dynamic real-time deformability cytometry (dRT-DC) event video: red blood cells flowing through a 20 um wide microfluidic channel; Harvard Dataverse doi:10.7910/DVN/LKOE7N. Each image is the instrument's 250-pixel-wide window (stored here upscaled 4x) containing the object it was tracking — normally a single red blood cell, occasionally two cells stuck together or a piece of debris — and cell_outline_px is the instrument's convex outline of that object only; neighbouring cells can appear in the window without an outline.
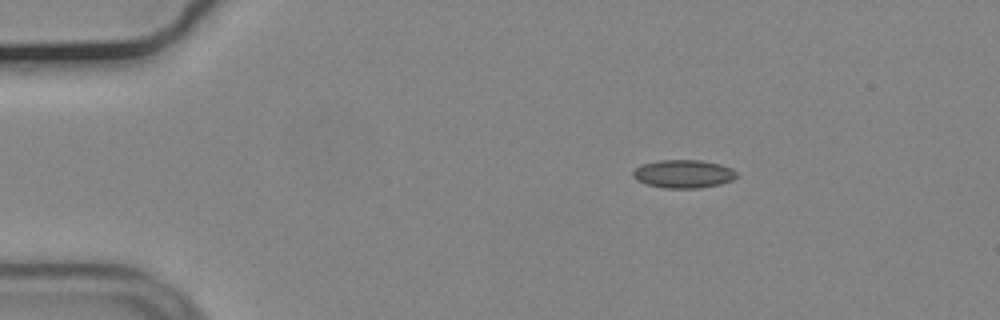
{"species": "common noctule bat (a hibernating species)", "species_latin": "Nyctalus noctula", "temperature_condition": "cold", "stored_images_in_passage": 22, "camera_frame_rate_fps": 3000, "um_per_image_px": 0.085, "animal": {"sex": "male", "body_mass_g": 19.2, "forearm_length_mm": 51.8}, "frame": {"image": 1, "passage_image": 1, "time_ms": 0.0, "image_size_px": [1000, 320], "cell_outline_px": [[736, 176], [732, 180], [720, 184], [700, 188], [664, 188], [644, 184], [636, 180], [632, 176], [632, 172], [640, 164], [656, 160], [700, 160], [720, 164], [732, 168], [736, 172]], "centroid_in_image_um": [58.04, 14.78], "position_along_channel_um": 27.0, "area_um2": 17.22}}
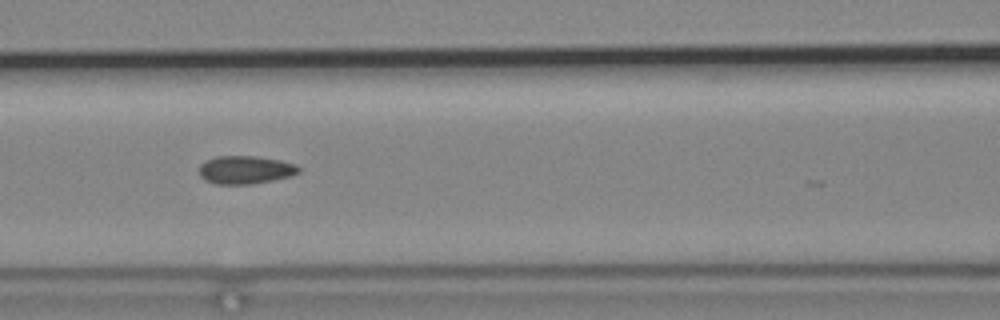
{"frame": {"image": 2, "passage_image": 16, "time_ms": 5.0, "image_size_px": [1000, 320], "cell_outline_px": [[300, 172], [292, 176], [252, 184], [216, 184], [204, 180], [200, 176], [200, 164], [216, 156], [256, 156], [280, 160], [296, 164], [300, 168]], "centroid_in_image_um": [20.88, 14.44], "position_along_channel_um": 145.7, "area_um2": 16.36}}
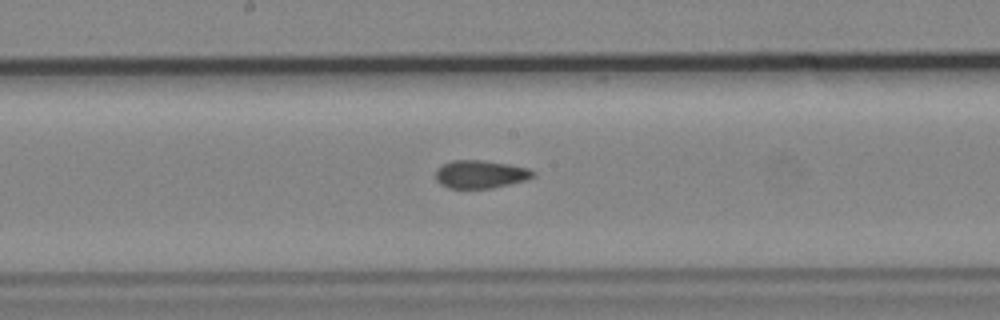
{"frame": {"image": 3, "passage_image": 21, "time_ms": 6.667, "image_size_px": [1000, 320], "cell_outline_px": [[536, 176], [524, 180], [492, 188], [448, 188], [440, 184], [436, 180], [436, 168], [452, 160], [480, 160], [508, 164], [528, 168], [536, 172]], "centroid_in_image_um": [40.83, 14.81], "position_along_channel_um": 207.4, "area_um2": 15.84}}